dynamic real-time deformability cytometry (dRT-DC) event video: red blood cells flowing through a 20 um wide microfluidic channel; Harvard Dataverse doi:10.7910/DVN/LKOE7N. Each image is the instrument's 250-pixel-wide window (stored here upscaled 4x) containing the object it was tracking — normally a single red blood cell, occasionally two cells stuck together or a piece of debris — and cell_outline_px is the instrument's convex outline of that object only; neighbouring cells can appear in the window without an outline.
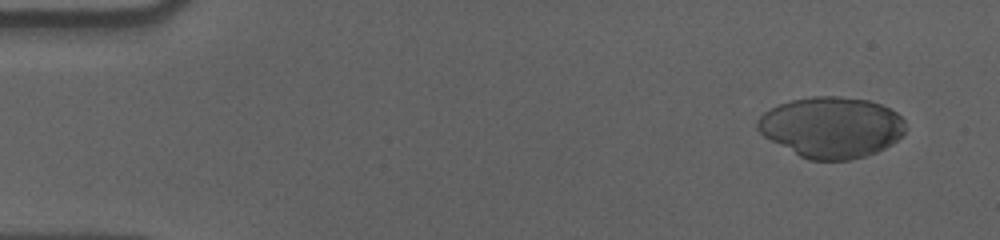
{"species": "human", "species_latin": "Homo sapiens", "temperature_condition": "cold", "stored_images_in_passage": 57, "camera_frame_rate_fps": 3000, "um_per_image_px": 0.085, "donor": {"sex": "male"}, "frame": {"image": 1, "passage_image": 4, "time_ms": 1.0, "image_size_px": [1000, 240], "cell_outline_px": [[904, 132], [892, 144], [868, 156], [848, 160], [808, 160], [800, 156], [764, 136], [756, 128], [756, 120], [764, 112], [780, 104], [792, 100], [812, 96], [840, 96], [868, 100], [880, 104], [896, 112], [904, 120]], "centroid_in_image_um": [70.67, 10.82], "position_along_channel_um": 14.3, "area_um2": 52.31}}
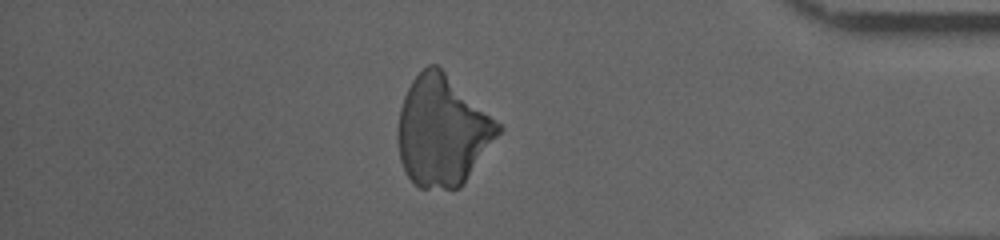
{"frame": {"image": 2, "passage_image": 49, "time_ms": 16.0, "image_size_px": [1000, 240], "cell_outline_px": [[504, 128], [464, 184], [460, 188], [420, 188], [408, 176], [400, 160], [396, 140], [396, 128], [400, 108], [404, 96], [412, 80], [428, 64], [436, 64], [500, 124]], "centroid_in_image_um": [37.58, 11.15], "position_along_channel_um": 397.6, "area_um2": 64.04}}
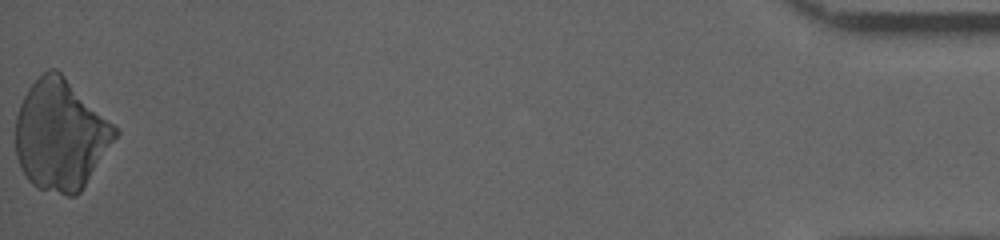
{"frame": {"image": 3, "passage_image": 57, "time_ms": 18.667, "image_size_px": [1000, 240], "cell_outline_px": [[120, 132], [80, 192], [76, 196], [68, 196], [36, 188], [28, 180], [20, 168], [16, 156], [16, 116], [20, 104], [28, 88], [48, 68], [56, 68], [120, 128]], "centroid_in_image_um": [5.16, 11.48], "position_along_channel_um": 430.0, "area_um2": 64.27}}